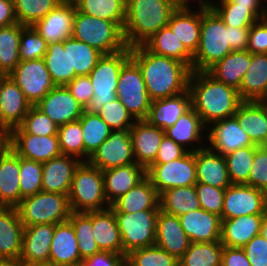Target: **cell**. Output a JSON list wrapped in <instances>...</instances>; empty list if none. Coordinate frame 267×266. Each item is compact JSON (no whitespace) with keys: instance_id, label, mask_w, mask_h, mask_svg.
<instances>
[{"instance_id":"cell-76","label":"cell","mask_w":267,"mask_h":266,"mask_svg":"<svg viewBox=\"0 0 267 266\" xmlns=\"http://www.w3.org/2000/svg\"><path fill=\"white\" fill-rule=\"evenodd\" d=\"M261 146L267 149V137Z\"/></svg>"},{"instance_id":"cell-75","label":"cell","mask_w":267,"mask_h":266,"mask_svg":"<svg viewBox=\"0 0 267 266\" xmlns=\"http://www.w3.org/2000/svg\"><path fill=\"white\" fill-rule=\"evenodd\" d=\"M7 146V142H0V153Z\"/></svg>"},{"instance_id":"cell-65","label":"cell","mask_w":267,"mask_h":266,"mask_svg":"<svg viewBox=\"0 0 267 266\" xmlns=\"http://www.w3.org/2000/svg\"><path fill=\"white\" fill-rule=\"evenodd\" d=\"M249 29L248 27L230 26V47L232 51L247 50Z\"/></svg>"},{"instance_id":"cell-22","label":"cell","mask_w":267,"mask_h":266,"mask_svg":"<svg viewBox=\"0 0 267 266\" xmlns=\"http://www.w3.org/2000/svg\"><path fill=\"white\" fill-rule=\"evenodd\" d=\"M24 226L16 207H0V260L18 262Z\"/></svg>"},{"instance_id":"cell-74","label":"cell","mask_w":267,"mask_h":266,"mask_svg":"<svg viewBox=\"0 0 267 266\" xmlns=\"http://www.w3.org/2000/svg\"><path fill=\"white\" fill-rule=\"evenodd\" d=\"M7 76H8L7 74H5V73H3V72L0 71V87H1L2 82L4 81V79Z\"/></svg>"},{"instance_id":"cell-34","label":"cell","mask_w":267,"mask_h":266,"mask_svg":"<svg viewBox=\"0 0 267 266\" xmlns=\"http://www.w3.org/2000/svg\"><path fill=\"white\" fill-rule=\"evenodd\" d=\"M92 229L94 240L101 251H111L123 255V245L116 216L110 207L101 211H92Z\"/></svg>"},{"instance_id":"cell-44","label":"cell","mask_w":267,"mask_h":266,"mask_svg":"<svg viewBox=\"0 0 267 266\" xmlns=\"http://www.w3.org/2000/svg\"><path fill=\"white\" fill-rule=\"evenodd\" d=\"M78 120L83 132L84 161H88L99 146L110 136L112 130L97 113L84 110Z\"/></svg>"},{"instance_id":"cell-45","label":"cell","mask_w":267,"mask_h":266,"mask_svg":"<svg viewBox=\"0 0 267 266\" xmlns=\"http://www.w3.org/2000/svg\"><path fill=\"white\" fill-rule=\"evenodd\" d=\"M223 244L215 242H191L178 259L179 266H222Z\"/></svg>"},{"instance_id":"cell-62","label":"cell","mask_w":267,"mask_h":266,"mask_svg":"<svg viewBox=\"0 0 267 266\" xmlns=\"http://www.w3.org/2000/svg\"><path fill=\"white\" fill-rule=\"evenodd\" d=\"M187 152L188 151L185 148L165 135L161 141L153 164L169 163L175 159L183 157Z\"/></svg>"},{"instance_id":"cell-27","label":"cell","mask_w":267,"mask_h":266,"mask_svg":"<svg viewBox=\"0 0 267 266\" xmlns=\"http://www.w3.org/2000/svg\"><path fill=\"white\" fill-rule=\"evenodd\" d=\"M191 241L180 225L179 217L159 210L155 245L179 259Z\"/></svg>"},{"instance_id":"cell-37","label":"cell","mask_w":267,"mask_h":266,"mask_svg":"<svg viewBox=\"0 0 267 266\" xmlns=\"http://www.w3.org/2000/svg\"><path fill=\"white\" fill-rule=\"evenodd\" d=\"M150 52L177 59L192 71L194 54L184 45L169 26L161 28L143 44Z\"/></svg>"},{"instance_id":"cell-3","label":"cell","mask_w":267,"mask_h":266,"mask_svg":"<svg viewBox=\"0 0 267 266\" xmlns=\"http://www.w3.org/2000/svg\"><path fill=\"white\" fill-rule=\"evenodd\" d=\"M175 8L170 0H127L123 33L127 47L143 45L168 21Z\"/></svg>"},{"instance_id":"cell-26","label":"cell","mask_w":267,"mask_h":266,"mask_svg":"<svg viewBox=\"0 0 267 266\" xmlns=\"http://www.w3.org/2000/svg\"><path fill=\"white\" fill-rule=\"evenodd\" d=\"M180 225L191 242L220 241L221 218L202 208L179 216Z\"/></svg>"},{"instance_id":"cell-61","label":"cell","mask_w":267,"mask_h":266,"mask_svg":"<svg viewBox=\"0 0 267 266\" xmlns=\"http://www.w3.org/2000/svg\"><path fill=\"white\" fill-rule=\"evenodd\" d=\"M66 87L72 96L86 109L94 95L89 76H75Z\"/></svg>"},{"instance_id":"cell-36","label":"cell","mask_w":267,"mask_h":266,"mask_svg":"<svg viewBox=\"0 0 267 266\" xmlns=\"http://www.w3.org/2000/svg\"><path fill=\"white\" fill-rule=\"evenodd\" d=\"M250 61L251 53L247 50L232 51L207 72L217 81L239 90Z\"/></svg>"},{"instance_id":"cell-70","label":"cell","mask_w":267,"mask_h":266,"mask_svg":"<svg viewBox=\"0 0 267 266\" xmlns=\"http://www.w3.org/2000/svg\"><path fill=\"white\" fill-rule=\"evenodd\" d=\"M255 102L262 108L263 115L267 122V97L258 99Z\"/></svg>"},{"instance_id":"cell-58","label":"cell","mask_w":267,"mask_h":266,"mask_svg":"<svg viewBox=\"0 0 267 266\" xmlns=\"http://www.w3.org/2000/svg\"><path fill=\"white\" fill-rule=\"evenodd\" d=\"M249 186L267 193V149L262 146L256 149L249 173Z\"/></svg>"},{"instance_id":"cell-20","label":"cell","mask_w":267,"mask_h":266,"mask_svg":"<svg viewBox=\"0 0 267 266\" xmlns=\"http://www.w3.org/2000/svg\"><path fill=\"white\" fill-rule=\"evenodd\" d=\"M129 133L134 159L147 170L155 161L165 131L150 125L146 120H136Z\"/></svg>"},{"instance_id":"cell-8","label":"cell","mask_w":267,"mask_h":266,"mask_svg":"<svg viewBox=\"0 0 267 266\" xmlns=\"http://www.w3.org/2000/svg\"><path fill=\"white\" fill-rule=\"evenodd\" d=\"M24 227L39 224H58L71 215L68 195L44 192L25 197L16 207Z\"/></svg>"},{"instance_id":"cell-35","label":"cell","mask_w":267,"mask_h":266,"mask_svg":"<svg viewBox=\"0 0 267 266\" xmlns=\"http://www.w3.org/2000/svg\"><path fill=\"white\" fill-rule=\"evenodd\" d=\"M243 101L267 97V54H251V61L238 90Z\"/></svg>"},{"instance_id":"cell-55","label":"cell","mask_w":267,"mask_h":266,"mask_svg":"<svg viewBox=\"0 0 267 266\" xmlns=\"http://www.w3.org/2000/svg\"><path fill=\"white\" fill-rule=\"evenodd\" d=\"M97 114L111 130H130L136 121L118 98L106 103Z\"/></svg>"},{"instance_id":"cell-54","label":"cell","mask_w":267,"mask_h":266,"mask_svg":"<svg viewBox=\"0 0 267 266\" xmlns=\"http://www.w3.org/2000/svg\"><path fill=\"white\" fill-rule=\"evenodd\" d=\"M48 43L33 26H25L21 31L19 56L21 61L42 59L47 52Z\"/></svg>"},{"instance_id":"cell-72","label":"cell","mask_w":267,"mask_h":266,"mask_svg":"<svg viewBox=\"0 0 267 266\" xmlns=\"http://www.w3.org/2000/svg\"><path fill=\"white\" fill-rule=\"evenodd\" d=\"M0 266H19V263L14 262V261H2V260H0Z\"/></svg>"},{"instance_id":"cell-68","label":"cell","mask_w":267,"mask_h":266,"mask_svg":"<svg viewBox=\"0 0 267 266\" xmlns=\"http://www.w3.org/2000/svg\"><path fill=\"white\" fill-rule=\"evenodd\" d=\"M242 7H267V0H230Z\"/></svg>"},{"instance_id":"cell-48","label":"cell","mask_w":267,"mask_h":266,"mask_svg":"<svg viewBox=\"0 0 267 266\" xmlns=\"http://www.w3.org/2000/svg\"><path fill=\"white\" fill-rule=\"evenodd\" d=\"M68 221L75 231L81 260L101 251L92 233V211L71 212Z\"/></svg>"},{"instance_id":"cell-52","label":"cell","mask_w":267,"mask_h":266,"mask_svg":"<svg viewBox=\"0 0 267 266\" xmlns=\"http://www.w3.org/2000/svg\"><path fill=\"white\" fill-rule=\"evenodd\" d=\"M57 135L62 154L84 161L83 132L79 120L59 126Z\"/></svg>"},{"instance_id":"cell-16","label":"cell","mask_w":267,"mask_h":266,"mask_svg":"<svg viewBox=\"0 0 267 266\" xmlns=\"http://www.w3.org/2000/svg\"><path fill=\"white\" fill-rule=\"evenodd\" d=\"M206 138V146L223 156L239 148L255 146L235 116L214 121L207 126Z\"/></svg>"},{"instance_id":"cell-41","label":"cell","mask_w":267,"mask_h":266,"mask_svg":"<svg viewBox=\"0 0 267 266\" xmlns=\"http://www.w3.org/2000/svg\"><path fill=\"white\" fill-rule=\"evenodd\" d=\"M234 116L252 143L261 146L267 137V122L262 108L255 101H243Z\"/></svg>"},{"instance_id":"cell-28","label":"cell","mask_w":267,"mask_h":266,"mask_svg":"<svg viewBox=\"0 0 267 266\" xmlns=\"http://www.w3.org/2000/svg\"><path fill=\"white\" fill-rule=\"evenodd\" d=\"M54 224H39L24 227L22 252L18 263L49 261Z\"/></svg>"},{"instance_id":"cell-50","label":"cell","mask_w":267,"mask_h":266,"mask_svg":"<svg viewBox=\"0 0 267 266\" xmlns=\"http://www.w3.org/2000/svg\"><path fill=\"white\" fill-rule=\"evenodd\" d=\"M62 1L63 0H13L16 20L21 25L33 26Z\"/></svg>"},{"instance_id":"cell-31","label":"cell","mask_w":267,"mask_h":266,"mask_svg":"<svg viewBox=\"0 0 267 266\" xmlns=\"http://www.w3.org/2000/svg\"><path fill=\"white\" fill-rule=\"evenodd\" d=\"M265 214L242 215L221 220L220 242L223 246L244 247L254 236L260 234Z\"/></svg>"},{"instance_id":"cell-30","label":"cell","mask_w":267,"mask_h":266,"mask_svg":"<svg viewBox=\"0 0 267 266\" xmlns=\"http://www.w3.org/2000/svg\"><path fill=\"white\" fill-rule=\"evenodd\" d=\"M191 95L187 89L178 95L156 99L151 102L146 121L164 131L172 127L176 121L191 108Z\"/></svg>"},{"instance_id":"cell-51","label":"cell","mask_w":267,"mask_h":266,"mask_svg":"<svg viewBox=\"0 0 267 266\" xmlns=\"http://www.w3.org/2000/svg\"><path fill=\"white\" fill-rule=\"evenodd\" d=\"M126 266H179L178 259L153 245L131 251L126 256Z\"/></svg>"},{"instance_id":"cell-17","label":"cell","mask_w":267,"mask_h":266,"mask_svg":"<svg viewBox=\"0 0 267 266\" xmlns=\"http://www.w3.org/2000/svg\"><path fill=\"white\" fill-rule=\"evenodd\" d=\"M35 106L58 127L78 120L85 110L66 86H55Z\"/></svg>"},{"instance_id":"cell-18","label":"cell","mask_w":267,"mask_h":266,"mask_svg":"<svg viewBox=\"0 0 267 266\" xmlns=\"http://www.w3.org/2000/svg\"><path fill=\"white\" fill-rule=\"evenodd\" d=\"M76 6L72 0H63L33 27L48 43L72 37Z\"/></svg>"},{"instance_id":"cell-53","label":"cell","mask_w":267,"mask_h":266,"mask_svg":"<svg viewBox=\"0 0 267 266\" xmlns=\"http://www.w3.org/2000/svg\"><path fill=\"white\" fill-rule=\"evenodd\" d=\"M20 164V195L22 198L35 195L42 191V163L19 156Z\"/></svg>"},{"instance_id":"cell-6","label":"cell","mask_w":267,"mask_h":266,"mask_svg":"<svg viewBox=\"0 0 267 266\" xmlns=\"http://www.w3.org/2000/svg\"><path fill=\"white\" fill-rule=\"evenodd\" d=\"M72 37L102 54H111L127 48L123 29L117 23L83 14L77 8Z\"/></svg>"},{"instance_id":"cell-66","label":"cell","mask_w":267,"mask_h":266,"mask_svg":"<svg viewBox=\"0 0 267 266\" xmlns=\"http://www.w3.org/2000/svg\"><path fill=\"white\" fill-rule=\"evenodd\" d=\"M17 23L13 0H0V28Z\"/></svg>"},{"instance_id":"cell-46","label":"cell","mask_w":267,"mask_h":266,"mask_svg":"<svg viewBox=\"0 0 267 266\" xmlns=\"http://www.w3.org/2000/svg\"><path fill=\"white\" fill-rule=\"evenodd\" d=\"M24 25L15 23L0 28V71L9 75L20 63L19 44Z\"/></svg>"},{"instance_id":"cell-32","label":"cell","mask_w":267,"mask_h":266,"mask_svg":"<svg viewBox=\"0 0 267 266\" xmlns=\"http://www.w3.org/2000/svg\"><path fill=\"white\" fill-rule=\"evenodd\" d=\"M78 241L72 224L67 220L55 225L50 258L57 266L78 264L81 261Z\"/></svg>"},{"instance_id":"cell-24","label":"cell","mask_w":267,"mask_h":266,"mask_svg":"<svg viewBox=\"0 0 267 266\" xmlns=\"http://www.w3.org/2000/svg\"><path fill=\"white\" fill-rule=\"evenodd\" d=\"M22 199L19 156L6 146L0 153V207H17Z\"/></svg>"},{"instance_id":"cell-5","label":"cell","mask_w":267,"mask_h":266,"mask_svg":"<svg viewBox=\"0 0 267 266\" xmlns=\"http://www.w3.org/2000/svg\"><path fill=\"white\" fill-rule=\"evenodd\" d=\"M72 212L101 211L110 207L104 194L103 172L82 161L74 173L68 194Z\"/></svg>"},{"instance_id":"cell-2","label":"cell","mask_w":267,"mask_h":266,"mask_svg":"<svg viewBox=\"0 0 267 266\" xmlns=\"http://www.w3.org/2000/svg\"><path fill=\"white\" fill-rule=\"evenodd\" d=\"M188 90L191 106L206 127L234 116L243 102L238 90L217 81L207 71H191Z\"/></svg>"},{"instance_id":"cell-42","label":"cell","mask_w":267,"mask_h":266,"mask_svg":"<svg viewBox=\"0 0 267 266\" xmlns=\"http://www.w3.org/2000/svg\"><path fill=\"white\" fill-rule=\"evenodd\" d=\"M160 210L175 216L200 209L195 185L167 189L159 195Z\"/></svg>"},{"instance_id":"cell-38","label":"cell","mask_w":267,"mask_h":266,"mask_svg":"<svg viewBox=\"0 0 267 266\" xmlns=\"http://www.w3.org/2000/svg\"><path fill=\"white\" fill-rule=\"evenodd\" d=\"M168 26L195 54L200 43L201 10H175L168 21Z\"/></svg>"},{"instance_id":"cell-19","label":"cell","mask_w":267,"mask_h":266,"mask_svg":"<svg viewBox=\"0 0 267 266\" xmlns=\"http://www.w3.org/2000/svg\"><path fill=\"white\" fill-rule=\"evenodd\" d=\"M32 105L8 75L0 87V127L8 133L19 126Z\"/></svg>"},{"instance_id":"cell-9","label":"cell","mask_w":267,"mask_h":266,"mask_svg":"<svg viewBox=\"0 0 267 266\" xmlns=\"http://www.w3.org/2000/svg\"><path fill=\"white\" fill-rule=\"evenodd\" d=\"M158 213L159 210L114 212L125 257L135 249L155 245Z\"/></svg>"},{"instance_id":"cell-71","label":"cell","mask_w":267,"mask_h":266,"mask_svg":"<svg viewBox=\"0 0 267 266\" xmlns=\"http://www.w3.org/2000/svg\"><path fill=\"white\" fill-rule=\"evenodd\" d=\"M260 234L267 240V212L262 220Z\"/></svg>"},{"instance_id":"cell-43","label":"cell","mask_w":267,"mask_h":266,"mask_svg":"<svg viewBox=\"0 0 267 266\" xmlns=\"http://www.w3.org/2000/svg\"><path fill=\"white\" fill-rule=\"evenodd\" d=\"M126 3L127 0H74L79 12L115 22L122 29L126 20Z\"/></svg>"},{"instance_id":"cell-10","label":"cell","mask_w":267,"mask_h":266,"mask_svg":"<svg viewBox=\"0 0 267 266\" xmlns=\"http://www.w3.org/2000/svg\"><path fill=\"white\" fill-rule=\"evenodd\" d=\"M116 96L135 120H145L152 100L138 64L130 57L122 66Z\"/></svg>"},{"instance_id":"cell-11","label":"cell","mask_w":267,"mask_h":266,"mask_svg":"<svg viewBox=\"0 0 267 266\" xmlns=\"http://www.w3.org/2000/svg\"><path fill=\"white\" fill-rule=\"evenodd\" d=\"M146 176L159 195L167 189L196 185L195 152H187L169 163L152 164Z\"/></svg>"},{"instance_id":"cell-47","label":"cell","mask_w":267,"mask_h":266,"mask_svg":"<svg viewBox=\"0 0 267 266\" xmlns=\"http://www.w3.org/2000/svg\"><path fill=\"white\" fill-rule=\"evenodd\" d=\"M258 145L239 148L224 155L232 184L249 185V173Z\"/></svg>"},{"instance_id":"cell-15","label":"cell","mask_w":267,"mask_h":266,"mask_svg":"<svg viewBox=\"0 0 267 266\" xmlns=\"http://www.w3.org/2000/svg\"><path fill=\"white\" fill-rule=\"evenodd\" d=\"M88 162L101 171L136 163L129 130H112Z\"/></svg>"},{"instance_id":"cell-1","label":"cell","mask_w":267,"mask_h":266,"mask_svg":"<svg viewBox=\"0 0 267 266\" xmlns=\"http://www.w3.org/2000/svg\"><path fill=\"white\" fill-rule=\"evenodd\" d=\"M138 64L150 99L172 97L188 89L191 69L183 62L150 52L144 45L130 48Z\"/></svg>"},{"instance_id":"cell-59","label":"cell","mask_w":267,"mask_h":266,"mask_svg":"<svg viewBox=\"0 0 267 266\" xmlns=\"http://www.w3.org/2000/svg\"><path fill=\"white\" fill-rule=\"evenodd\" d=\"M247 51L251 54H267V17L250 27Z\"/></svg>"},{"instance_id":"cell-67","label":"cell","mask_w":267,"mask_h":266,"mask_svg":"<svg viewBox=\"0 0 267 266\" xmlns=\"http://www.w3.org/2000/svg\"><path fill=\"white\" fill-rule=\"evenodd\" d=\"M170 3L175 10H207L211 7V0H170Z\"/></svg>"},{"instance_id":"cell-33","label":"cell","mask_w":267,"mask_h":266,"mask_svg":"<svg viewBox=\"0 0 267 266\" xmlns=\"http://www.w3.org/2000/svg\"><path fill=\"white\" fill-rule=\"evenodd\" d=\"M110 208L113 212L135 213L160 210L159 194L146 176L141 182L117 199Z\"/></svg>"},{"instance_id":"cell-77","label":"cell","mask_w":267,"mask_h":266,"mask_svg":"<svg viewBox=\"0 0 267 266\" xmlns=\"http://www.w3.org/2000/svg\"><path fill=\"white\" fill-rule=\"evenodd\" d=\"M68 266H82V264L81 263H78V264L68 265Z\"/></svg>"},{"instance_id":"cell-60","label":"cell","mask_w":267,"mask_h":266,"mask_svg":"<svg viewBox=\"0 0 267 266\" xmlns=\"http://www.w3.org/2000/svg\"><path fill=\"white\" fill-rule=\"evenodd\" d=\"M251 266H267V240L258 234L242 247Z\"/></svg>"},{"instance_id":"cell-25","label":"cell","mask_w":267,"mask_h":266,"mask_svg":"<svg viewBox=\"0 0 267 266\" xmlns=\"http://www.w3.org/2000/svg\"><path fill=\"white\" fill-rule=\"evenodd\" d=\"M195 165L197 183L221 189H226L232 184L224 156L207 146L195 151Z\"/></svg>"},{"instance_id":"cell-57","label":"cell","mask_w":267,"mask_h":266,"mask_svg":"<svg viewBox=\"0 0 267 266\" xmlns=\"http://www.w3.org/2000/svg\"><path fill=\"white\" fill-rule=\"evenodd\" d=\"M195 189L202 209L221 217L225 189L196 183Z\"/></svg>"},{"instance_id":"cell-39","label":"cell","mask_w":267,"mask_h":266,"mask_svg":"<svg viewBox=\"0 0 267 266\" xmlns=\"http://www.w3.org/2000/svg\"><path fill=\"white\" fill-rule=\"evenodd\" d=\"M211 8L220 16L225 25L231 27L250 28L258 20L267 17V7H242L230 0H211Z\"/></svg>"},{"instance_id":"cell-69","label":"cell","mask_w":267,"mask_h":266,"mask_svg":"<svg viewBox=\"0 0 267 266\" xmlns=\"http://www.w3.org/2000/svg\"><path fill=\"white\" fill-rule=\"evenodd\" d=\"M19 266H57L52 261L34 262V263H19Z\"/></svg>"},{"instance_id":"cell-29","label":"cell","mask_w":267,"mask_h":266,"mask_svg":"<svg viewBox=\"0 0 267 266\" xmlns=\"http://www.w3.org/2000/svg\"><path fill=\"white\" fill-rule=\"evenodd\" d=\"M102 172L104 194L110 206L146 177V169L137 163Z\"/></svg>"},{"instance_id":"cell-13","label":"cell","mask_w":267,"mask_h":266,"mask_svg":"<svg viewBox=\"0 0 267 266\" xmlns=\"http://www.w3.org/2000/svg\"><path fill=\"white\" fill-rule=\"evenodd\" d=\"M7 146L18 156L40 163L62 154L58 135L35 136L27 134L20 126L7 133Z\"/></svg>"},{"instance_id":"cell-63","label":"cell","mask_w":267,"mask_h":266,"mask_svg":"<svg viewBox=\"0 0 267 266\" xmlns=\"http://www.w3.org/2000/svg\"><path fill=\"white\" fill-rule=\"evenodd\" d=\"M80 263L82 266H126V257L111 251H100Z\"/></svg>"},{"instance_id":"cell-49","label":"cell","mask_w":267,"mask_h":266,"mask_svg":"<svg viewBox=\"0 0 267 266\" xmlns=\"http://www.w3.org/2000/svg\"><path fill=\"white\" fill-rule=\"evenodd\" d=\"M102 55L86 43L69 38L70 71H75V76H88Z\"/></svg>"},{"instance_id":"cell-7","label":"cell","mask_w":267,"mask_h":266,"mask_svg":"<svg viewBox=\"0 0 267 266\" xmlns=\"http://www.w3.org/2000/svg\"><path fill=\"white\" fill-rule=\"evenodd\" d=\"M130 58V48L111 54H103L89 73L93 87V98L86 107L90 113H98L103 106L116 99V88L123 64Z\"/></svg>"},{"instance_id":"cell-14","label":"cell","mask_w":267,"mask_h":266,"mask_svg":"<svg viewBox=\"0 0 267 266\" xmlns=\"http://www.w3.org/2000/svg\"><path fill=\"white\" fill-rule=\"evenodd\" d=\"M266 212V192L246 184H231L225 189L221 220Z\"/></svg>"},{"instance_id":"cell-40","label":"cell","mask_w":267,"mask_h":266,"mask_svg":"<svg viewBox=\"0 0 267 266\" xmlns=\"http://www.w3.org/2000/svg\"><path fill=\"white\" fill-rule=\"evenodd\" d=\"M43 60L56 86H66L75 77L70 71L69 38L48 44Z\"/></svg>"},{"instance_id":"cell-73","label":"cell","mask_w":267,"mask_h":266,"mask_svg":"<svg viewBox=\"0 0 267 266\" xmlns=\"http://www.w3.org/2000/svg\"><path fill=\"white\" fill-rule=\"evenodd\" d=\"M0 142H7V133L0 127Z\"/></svg>"},{"instance_id":"cell-21","label":"cell","mask_w":267,"mask_h":266,"mask_svg":"<svg viewBox=\"0 0 267 266\" xmlns=\"http://www.w3.org/2000/svg\"><path fill=\"white\" fill-rule=\"evenodd\" d=\"M81 162L77 157L61 154L42 163V191L68 195L75 170Z\"/></svg>"},{"instance_id":"cell-4","label":"cell","mask_w":267,"mask_h":266,"mask_svg":"<svg viewBox=\"0 0 267 266\" xmlns=\"http://www.w3.org/2000/svg\"><path fill=\"white\" fill-rule=\"evenodd\" d=\"M230 26L210 7L201 10L200 43L192 61V71H208L231 53Z\"/></svg>"},{"instance_id":"cell-56","label":"cell","mask_w":267,"mask_h":266,"mask_svg":"<svg viewBox=\"0 0 267 266\" xmlns=\"http://www.w3.org/2000/svg\"><path fill=\"white\" fill-rule=\"evenodd\" d=\"M27 134L35 136L57 135L58 126L36 106H31L19 125Z\"/></svg>"},{"instance_id":"cell-12","label":"cell","mask_w":267,"mask_h":266,"mask_svg":"<svg viewBox=\"0 0 267 266\" xmlns=\"http://www.w3.org/2000/svg\"><path fill=\"white\" fill-rule=\"evenodd\" d=\"M24 93L26 100L35 106L56 85L42 59L20 61L9 74Z\"/></svg>"},{"instance_id":"cell-23","label":"cell","mask_w":267,"mask_h":266,"mask_svg":"<svg viewBox=\"0 0 267 266\" xmlns=\"http://www.w3.org/2000/svg\"><path fill=\"white\" fill-rule=\"evenodd\" d=\"M206 131L207 127L191 107L172 127L165 130V135L188 152H195L205 147Z\"/></svg>"},{"instance_id":"cell-64","label":"cell","mask_w":267,"mask_h":266,"mask_svg":"<svg viewBox=\"0 0 267 266\" xmlns=\"http://www.w3.org/2000/svg\"><path fill=\"white\" fill-rule=\"evenodd\" d=\"M222 266H251L242 248L224 246Z\"/></svg>"}]
</instances>
